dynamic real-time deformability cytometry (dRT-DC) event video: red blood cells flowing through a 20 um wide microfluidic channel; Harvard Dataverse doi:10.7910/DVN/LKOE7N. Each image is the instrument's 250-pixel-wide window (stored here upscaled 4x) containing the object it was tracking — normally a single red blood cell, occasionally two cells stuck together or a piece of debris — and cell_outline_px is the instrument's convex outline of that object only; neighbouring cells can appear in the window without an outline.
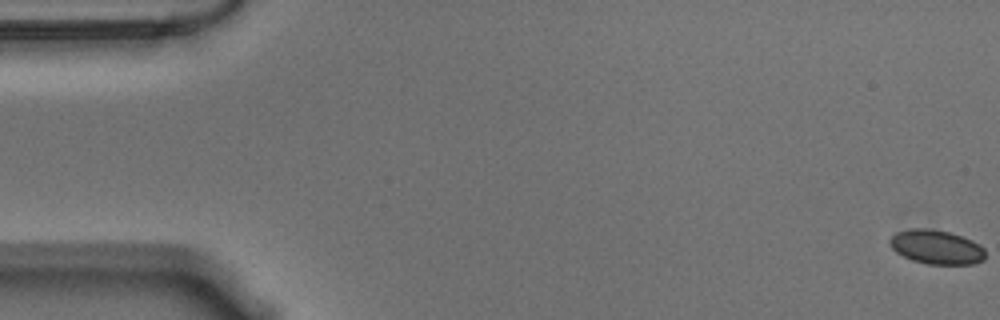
{"species": "Egyptian fruit bat (a non-hibernating species)", "species_latin": "Rousettus aegyptiacus", "temperature_condition": "warm", "stored_images_in_passage": 58, "camera_frame_rate_fps": 3000, "um_per_image_px": 0.085, "animal": {"sex": "male"}, "frame": {"image": 1, "passage_image": 1, "time_ms": 0.0, "image_size_px": [1000, 320], "cell_outline_px": [[984, 260], [972, 264], [928, 264], [912, 260], [896, 252], [888, 244], [888, 240], [896, 232], [908, 228], [928, 228], [948, 232], [972, 240], [980, 244], [984, 248]], "centroid_in_image_um": [79.57, 20.99], "position_along_channel_um": 5.4, "area_um2": 19.07}}
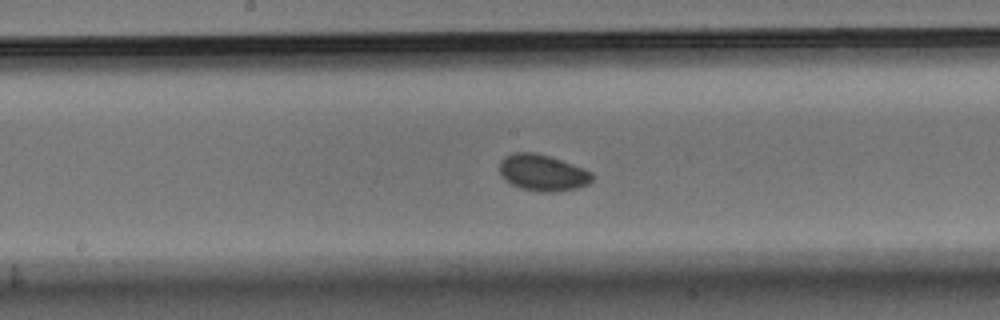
{"frame": {"image": 2, "passage_image": 30, "time_ms": 9.667, "image_size_px": [1000, 320], "cell_outline_px": [[596, 176], [588, 184], [576, 188], [556, 192], [536, 192], [520, 188], [504, 180], [500, 176], [500, 160], [504, 156], [516, 152], [536, 152], [584, 168], [592, 172]], "centroid_in_image_um": [46.12, 14.69], "position_along_channel_um": 202.1, "area_um2": 19.88}}
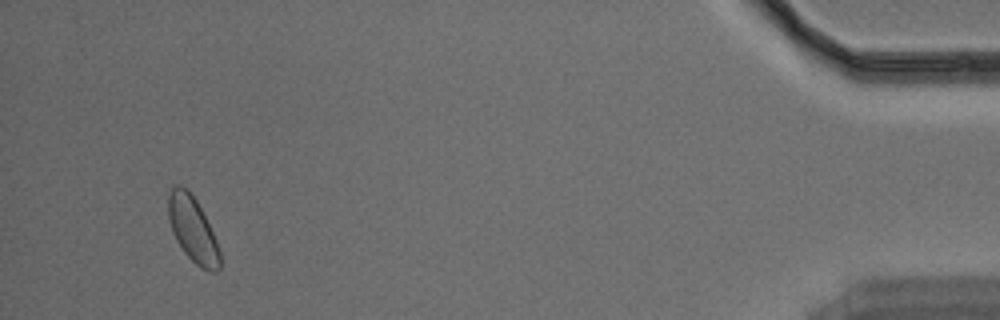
{"frame": {"image": 3, "passage_image": 55, "time_ms": 18.0, "image_size_px": [1000, 320], "cell_outline_px": [[220, 268], [216, 272], [212, 272], [200, 268], [184, 252], [176, 240], [172, 232], [168, 220], [168, 196], [172, 188], [176, 184], [180, 184], [188, 188], [196, 200], [216, 240], [220, 252]], "centroid_in_image_um": [16.36, 19.49], "position_along_channel_um": 418.8, "area_um2": 19.59}, "authors_computed_cell_mechanics": {"area_um2": 19.1318, "velocity_mm_per_s": 3.5263, "shape_relaxation_time_tau1_ms": 2.9349, "shape_relaxation_time_tau2_ms": null, "deformation_change_tau1": 0.036, "deformation_change_tau2": null}}